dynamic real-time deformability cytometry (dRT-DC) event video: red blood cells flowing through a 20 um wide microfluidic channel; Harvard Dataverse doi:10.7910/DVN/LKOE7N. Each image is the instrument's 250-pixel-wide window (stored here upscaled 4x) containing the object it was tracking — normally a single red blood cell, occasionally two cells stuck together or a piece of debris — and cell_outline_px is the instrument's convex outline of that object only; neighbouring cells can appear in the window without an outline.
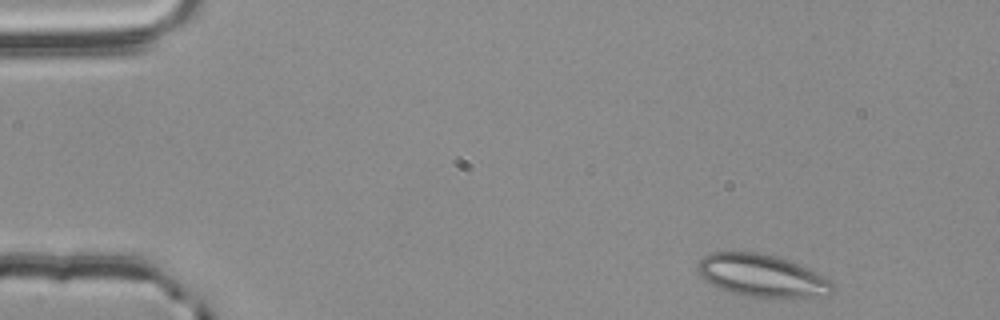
{"species": "common noctule bat (a hibernating species)", "species_latin": "Nyctalus noctula", "temperature_condition": "room temperature", "stored_images_in_passage": 50, "camera_frame_rate_fps": 3000, "um_per_image_px": 0.085, "animal": {"sex": "male", "body_mass_g": 20.4}, "frame": {"image": 1, "passage_image": 1, "time_ms": 0.0, "image_size_px": [1000, 320], "cell_outline_px": [[836, 292], [828, 296], [804, 300], [748, 296], [732, 292], [720, 288], [704, 280], [700, 276], [696, 268], [696, 264], [704, 256], [712, 252], [756, 252], [788, 260], [808, 268], [832, 280], [836, 288]], "centroid_in_image_um": [64.87, 23.48], "position_along_channel_um": 20.1, "area_um2": 34.22}}
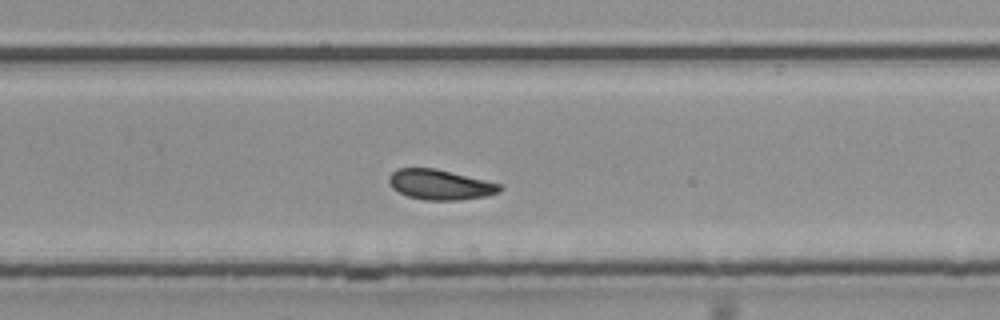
{"frame": {"image": 2, "passage_image": 31, "time_ms": 10.0, "image_size_px": [1000, 320], "cell_outline_px": [[504, 188], [500, 192], [488, 196], [460, 200], [424, 200], [408, 196], [392, 188], [388, 180], [388, 176], [396, 168], [436, 168], [500, 184]], "centroid_in_image_um": [37.41, 15.69], "position_along_channel_um": 292.4, "area_um2": 19.54}}
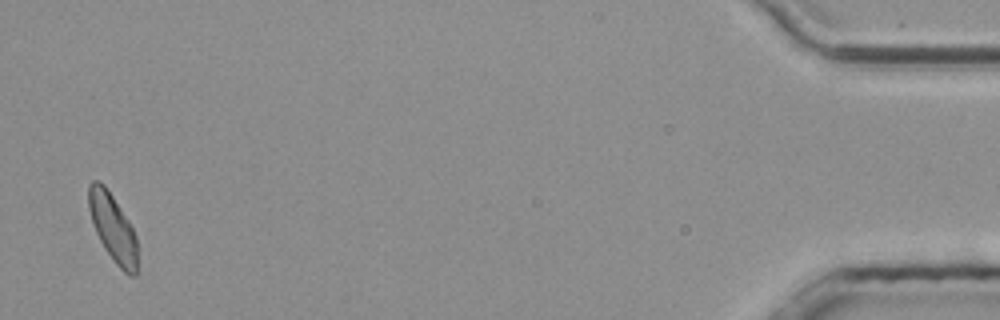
{"frame": {"image": 3, "passage_image": 49, "time_ms": 16.0, "image_size_px": [1000, 320], "cell_outline_px": [[136, 276], [132, 276], [124, 272], [112, 260], [104, 248], [96, 232], [88, 208], [88, 184], [92, 180], [100, 180], [104, 184], [128, 220], [136, 236]], "centroid_in_image_um": [9.56, 19.33], "position_along_channel_um": 425.6, "area_um2": 19.02}}